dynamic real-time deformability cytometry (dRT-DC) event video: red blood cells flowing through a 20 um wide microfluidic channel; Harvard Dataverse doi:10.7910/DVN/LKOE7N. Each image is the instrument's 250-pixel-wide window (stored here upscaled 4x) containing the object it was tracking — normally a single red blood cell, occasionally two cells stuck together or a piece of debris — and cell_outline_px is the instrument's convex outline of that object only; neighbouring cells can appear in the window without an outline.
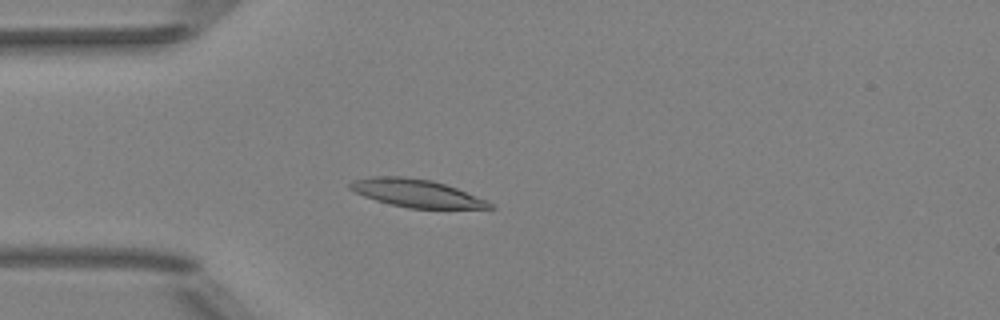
{"species": "Egyptian fruit bat (a non-hibernating species)", "species_latin": "Rousettus aegyptiacus", "temperature_condition": "room temperature", "stored_images_in_passage": 51, "camera_frame_rate_fps": 3000, "um_per_image_px": 0.085, "animal": {"sex": "female"}, "frame": {"image": 1, "passage_image": 14, "time_ms": 4.333, "image_size_px": [1000, 320], "cell_outline_px": [[496, 208], [408, 208], [388, 204], [364, 196], [348, 188], [348, 184], [352, 180], [372, 176], [404, 176], [432, 180], [456, 188], [488, 200]], "centroid_in_image_um": [35.37, 16.41], "position_along_channel_um": 49.6, "area_um2": 22.66}}
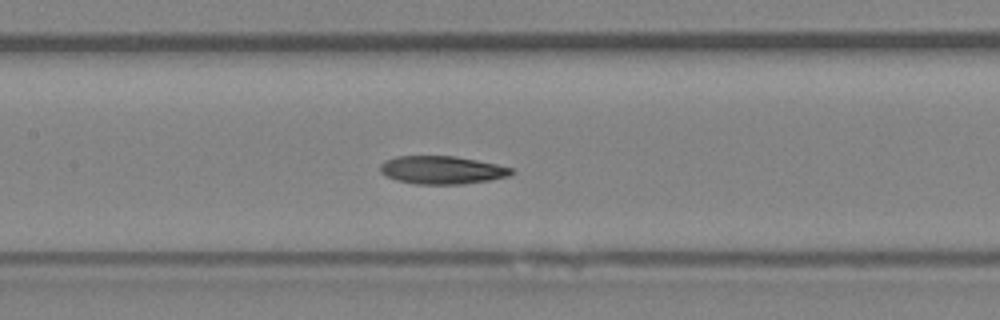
{"frame": {"image": 2, "passage_image": 24, "time_ms": 7.667, "image_size_px": [1000, 320], "cell_outline_px": [[516, 172], [508, 176], [488, 180], [460, 184], [416, 184], [396, 180], [380, 172], [380, 164], [384, 160], [396, 156], [456, 156], [516, 168]], "centroid_in_image_um": [37.58, 14.44], "position_along_channel_um": 169.8, "area_um2": 21.5}}
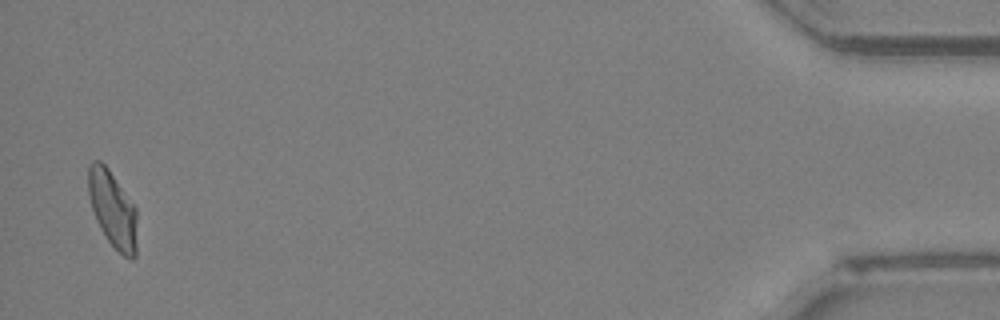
{"frame": {"image": 3, "passage_image": 50, "time_ms": 16.333, "image_size_px": [1000, 320], "cell_outline_px": [[136, 256], [132, 260], [124, 256], [108, 240], [96, 220], [92, 208], [88, 192], [88, 164], [92, 160], [100, 160], [108, 168], [136, 208]], "centroid_in_image_um": [9.56, 17.76], "position_along_channel_um": 425.6, "area_um2": 21.5}, "authors_computed_cell_mechanics": {"area_um2": 21.7328, "velocity_mm_per_s": 3.9916, "shape_relaxation_time_tau1_ms": 3.9355, "shape_relaxation_time_tau2_ms": 2.3805, "deformation_change_tau1": 0.1476, "deformation_change_tau2": 0.0798}}